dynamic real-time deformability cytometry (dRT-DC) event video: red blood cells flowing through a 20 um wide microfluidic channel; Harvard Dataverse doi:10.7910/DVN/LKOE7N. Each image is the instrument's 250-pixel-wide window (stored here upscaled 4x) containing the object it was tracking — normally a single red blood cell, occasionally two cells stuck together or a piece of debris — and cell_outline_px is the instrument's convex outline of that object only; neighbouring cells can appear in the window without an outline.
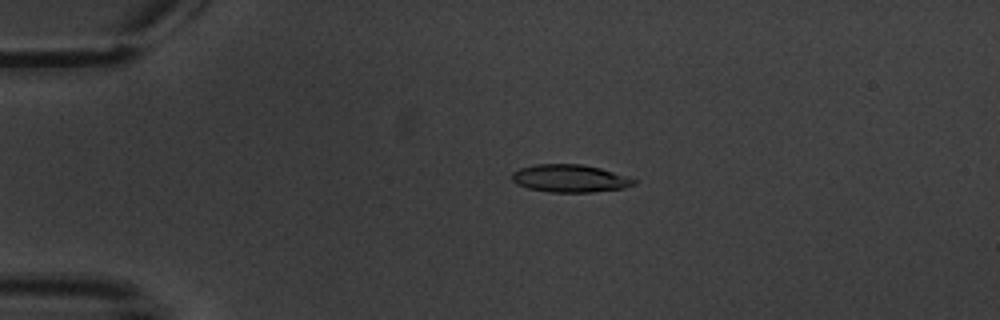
{"species": "common noctule bat (a hibernating species)", "species_latin": "Nyctalus noctula", "temperature_condition": "warm", "stored_images_in_passage": 4, "camera_frame_rate_fps": 3000, "um_per_image_px": 0.085, "animal": {"sex": "male", "body_mass_g": 20.1, "forearm_length_mm": 53.5}, "frame": {"image": 1, "passage_image": 3, "time_ms": 2.333, "image_size_px": [1000, 320], "cell_outline_px": [[640, 180], [636, 184], [624, 188], [592, 192], [552, 192], [528, 188], [516, 184], [512, 180], [512, 172], [520, 168], [536, 164], [580, 164], [600, 168], [628, 176]], "centroid_in_image_um": [48.48, 15.16], "position_along_channel_um": 36.5, "area_um2": 19.77}}